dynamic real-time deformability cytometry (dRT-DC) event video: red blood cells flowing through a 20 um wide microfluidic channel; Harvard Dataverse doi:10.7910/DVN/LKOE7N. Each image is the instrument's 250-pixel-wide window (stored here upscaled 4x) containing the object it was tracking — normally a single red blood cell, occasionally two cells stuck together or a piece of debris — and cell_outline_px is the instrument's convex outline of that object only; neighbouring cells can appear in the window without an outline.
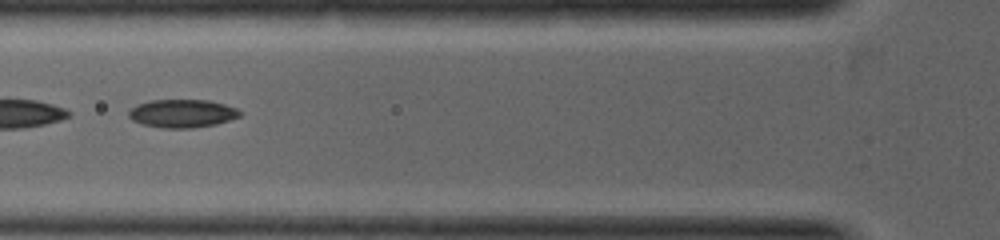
{"species": "common noctule bat (a hibernating species)", "species_latin": "Nyctalus noctula", "temperature_condition": "warm", "stored_images_in_passage": 6, "camera_frame_rate_fps": 5000, "um_per_image_px": 0.085, "animal": {"sex": "female", "body_mass_g": 19.0, "forearm_length_mm": 53.3}, "frame": {"image": 1, "passage_image": 4, "time_ms": 1.2, "image_size_px": [1000, 240], "cell_outline_px": [[244, 112], [240, 116], [216, 124], [192, 128], [168, 128], [144, 124], [132, 120], [128, 116], [128, 112], [136, 104], [148, 100], [208, 100], [224, 104], [236, 108]], "centroid_in_image_um": [15.5, 9.63], "position_along_channel_um": 110.3, "area_um2": 18.21}}